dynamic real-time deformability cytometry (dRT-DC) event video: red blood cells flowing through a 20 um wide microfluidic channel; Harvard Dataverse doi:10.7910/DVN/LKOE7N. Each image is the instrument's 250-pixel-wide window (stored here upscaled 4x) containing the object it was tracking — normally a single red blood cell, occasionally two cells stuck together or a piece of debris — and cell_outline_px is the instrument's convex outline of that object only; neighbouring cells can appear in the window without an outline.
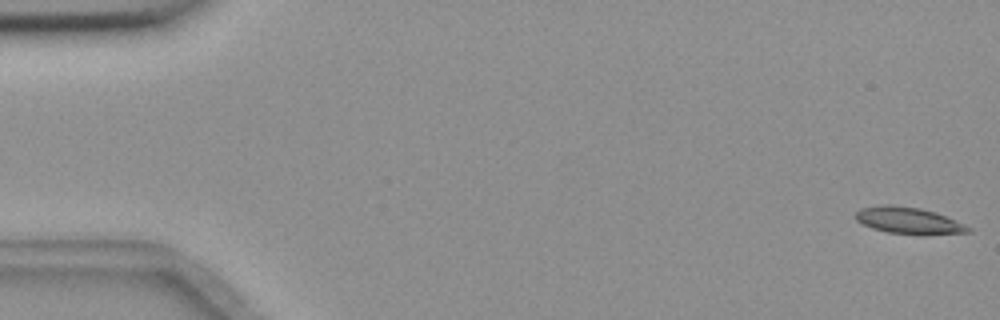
{"species": "common noctule bat (a hibernating species)", "species_latin": "Nyctalus noctula", "temperature_condition": "room temperature", "stored_images_in_passage": 56, "camera_frame_rate_fps": 3000, "um_per_image_px": 0.085, "animal": {"sex": "female", "body_mass_g": 18.4}, "frame": {"image": 1, "passage_image": 1, "time_ms": 0.0, "image_size_px": [1000, 320], "cell_outline_px": [[972, 232], [924, 236], [920, 236], [888, 232], [872, 228], [856, 220], [856, 212], [860, 208], [880, 204], [888, 204], [920, 208], [936, 212], [964, 224], [972, 228]], "centroid_in_image_um": [77.27, 18.76], "position_along_channel_um": 7.7, "area_um2": 17.86}}
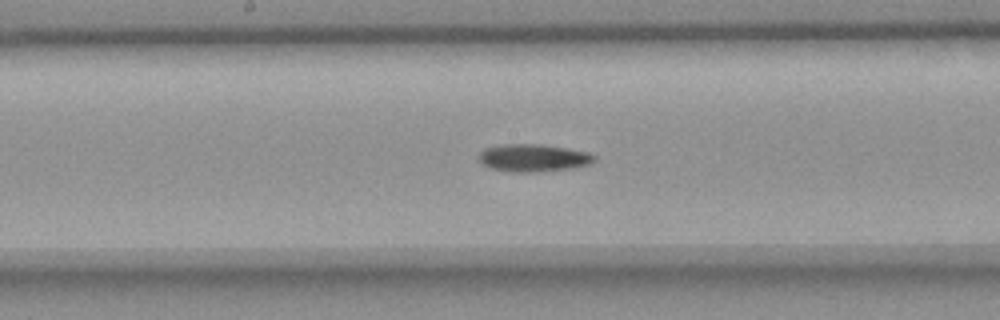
{"frame": {"image": 2, "passage_image": 29, "time_ms": 9.333, "image_size_px": [1000, 320], "cell_outline_px": [[596, 160], [592, 164], [568, 168], [532, 172], [512, 172], [492, 168], [480, 164], [476, 156], [484, 148], [504, 144], [540, 144], [588, 152], [596, 156]], "centroid_in_image_um": [45.28, 13.41], "position_along_channel_um": 202.9, "area_um2": 18.55}}
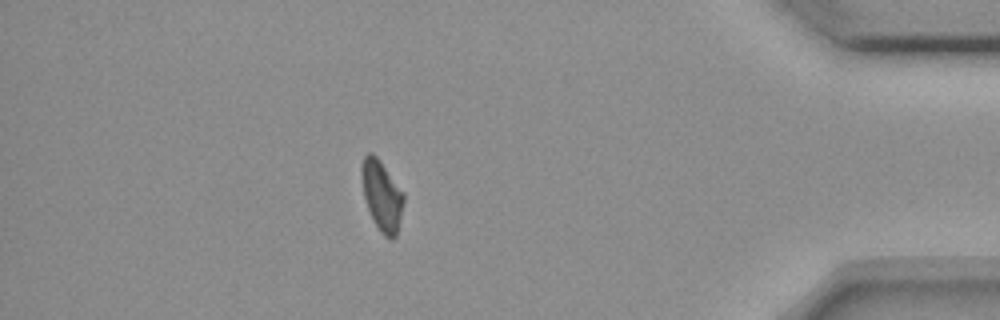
{"frame": {"image": 3, "passage_image": 49, "time_ms": 16.0, "image_size_px": [1000, 320], "cell_outline_px": [[404, 200], [396, 236], [392, 240], [388, 240], [380, 232], [372, 220], [364, 196], [360, 176], [360, 168], [364, 156], [368, 152], [372, 152], [380, 160], [404, 192]], "centroid_in_image_um": [32.44, 16.62], "position_along_channel_um": 402.8, "area_um2": 17.46}}